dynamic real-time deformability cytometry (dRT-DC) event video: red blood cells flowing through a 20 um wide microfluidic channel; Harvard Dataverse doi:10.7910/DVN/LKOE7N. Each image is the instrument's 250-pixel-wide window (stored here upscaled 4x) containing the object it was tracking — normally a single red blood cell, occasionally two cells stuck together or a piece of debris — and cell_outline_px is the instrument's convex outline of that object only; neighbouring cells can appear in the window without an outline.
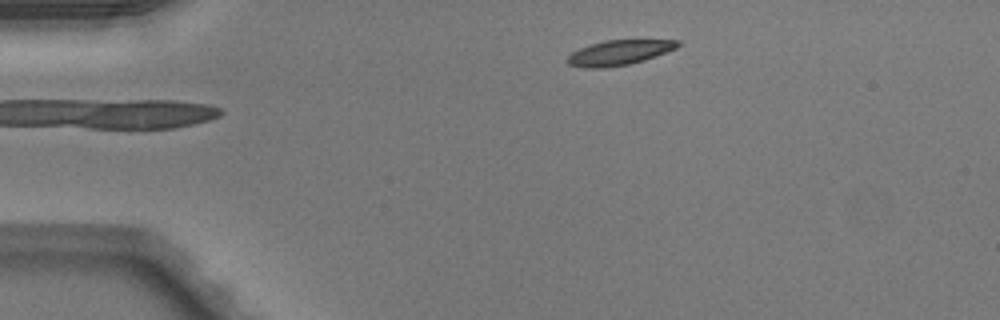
{"species": "Egyptian fruit bat (a non-hibernating species)", "species_latin": "Rousettus aegyptiacus", "temperature_condition": "warm", "stored_images_in_passage": 41, "camera_frame_rate_fps": 3000, "um_per_image_px": 0.085, "animal": {"sex": "male"}, "frame": {"image": 1, "passage_image": 1, "time_ms": 0.0, "image_size_px": [1000, 320], "cell_outline_px": [[680, 44], [676, 48], [644, 60], [628, 64], [604, 68], [584, 68], [568, 64], [564, 60], [572, 52], [588, 44], [604, 40], [680, 40]], "centroid_in_image_um": [52.56, 4.47], "position_along_channel_um": 32.4, "area_um2": 16.07}}
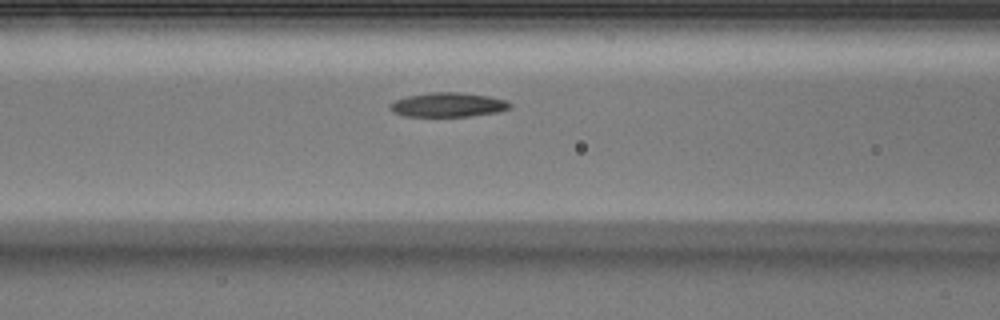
{"frame": {"image": 2, "passage_image": 12, "time_ms": 3.667, "image_size_px": [1000, 320], "cell_outline_px": [[512, 108], [496, 112], [468, 116], [404, 116], [392, 112], [388, 108], [388, 104], [396, 100], [408, 96], [432, 92], [456, 92], [488, 96], [508, 100], [512, 104]], "centroid_in_image_um": [38.08, 8.91], "position_along_channel_um": 128.5, "area_um2": 16.99}}
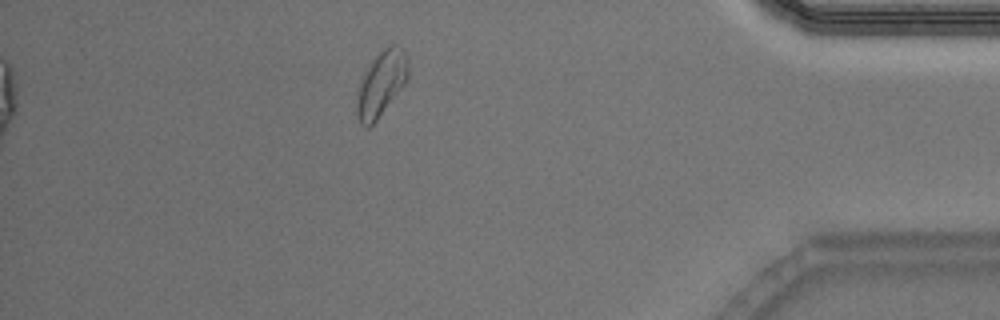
{"frame": {"image": 3, "passage_image": 35, "time_ms": 11.333, "image_size_px": [1000, 320], "cell_outline_px": [[408, 76], [404, 84], [376, 120], [368, 128], [364, 128], [360, 124], [356, 112], [356, 104], [360, 84], [372, 60], [384, 48], [392, 44], [404, 48], [408, 64]], "centroid_in_image_um": [32.41, 7.12], "position_along_channel_um": 402.8, "area_um2": 18.96}, "authors_computed_cell_mechanics": {"area_um2": 16.9354, "velocity_mm_per_s": 4.0742, "shape_relaxation_time_tau1_ms": 3.1667, "shape_relaxation_time_tau2_ms": null, "deformation_change_tau1": 0.1404, "deformation_change_tau2": null}}